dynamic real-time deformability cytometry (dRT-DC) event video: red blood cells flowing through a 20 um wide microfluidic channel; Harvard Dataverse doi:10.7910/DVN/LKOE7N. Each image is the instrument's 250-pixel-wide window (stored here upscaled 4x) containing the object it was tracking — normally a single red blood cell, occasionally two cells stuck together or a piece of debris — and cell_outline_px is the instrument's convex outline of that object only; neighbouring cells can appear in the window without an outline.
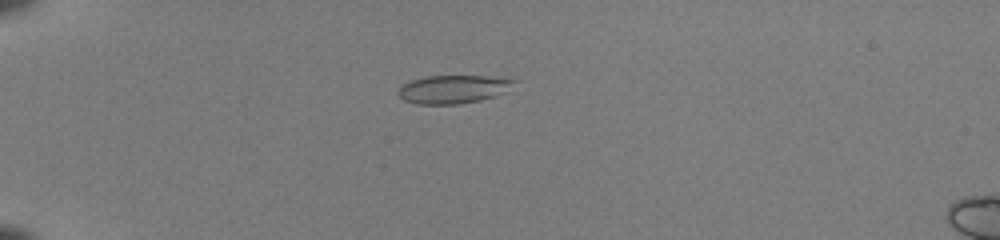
{"species": "common noctule bat (a hibernating species)", "species_latin": "Nyctalus noctula", "temperature_condition": "room temperature", "stored_images_in_passage": 5, "camera_frame_rate_fps": 3000, "um_per_image_px": 0.085, "animal": {"sex": "female", "body_mass_g": 22.0, "forearm_length_mm": 56.7}, "frame": {"image": 1, "passage_image": 5, "time_ms": 1.333, "image_size_px": [1000, 240], "cell_outline_px": [[516, 80], [504, 92], [496, 96], [480, 100], [456, 104], [416, 104], [404, 100], [396, 92], [400, 84], [424, 76], [484, 76]], "centroid_in_image_um": [38.43, 7.58], "position_along_channel_um": 46.6, "area_um2": 18.96}}